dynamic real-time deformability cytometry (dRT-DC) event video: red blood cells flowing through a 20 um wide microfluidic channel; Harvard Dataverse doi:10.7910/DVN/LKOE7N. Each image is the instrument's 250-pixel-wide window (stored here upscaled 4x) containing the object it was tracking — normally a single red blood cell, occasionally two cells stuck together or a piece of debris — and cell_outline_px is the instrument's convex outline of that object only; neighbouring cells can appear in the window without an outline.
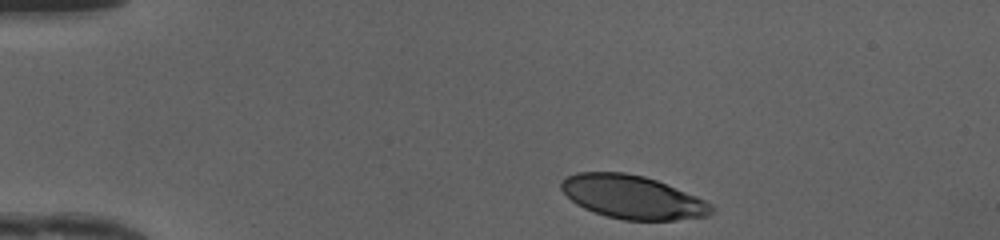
{"species": "human", "species_latin": "Homo sapiens", "temperature_condition": "cold", "stored_images_in_passage": 35, "camera_frame_rate_fps": 3000, "um_per_image_px": 0.085, "donor": {"sex": "female"}, "frame": {"image": 1, "passage_image": 1, "time_ms": 0.0, "image_size_px": [1000, 240], "cell_outline_px": [[716, 212], [708, 216], [676, 220], [624, 220], [608, 216], [584, 208], [576, 204], [560, 188], [560, 180], [576, 172], [624, 172], [644, 176], [656, 180], [696, 196], [712, 204], [716, 208]], "centroid_in_image_um": [53.79, 16.75], "position_along_channel_um": 31.2, "area_um2": 37.97}}
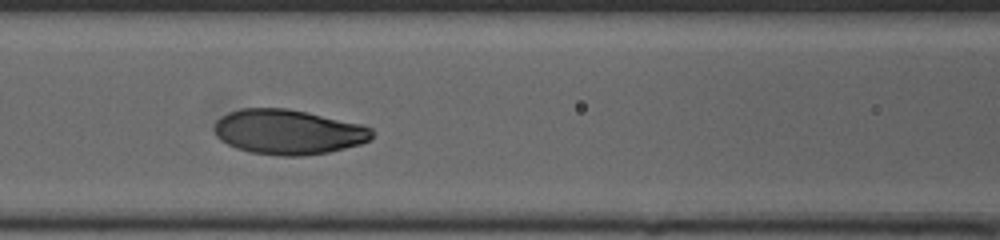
{"frame": {"image": 2, "passage_image": 14, "time_ms": 4.333, "image_size_px": [1000, 240], "cell_outline_px": [[372, 136], [368, 140], [360, 144], [328, 152], [300, 156], [280, 156], [252, 152], [236, 148], [220, 140], [216, 136], [212, 128], [216, 120], [220, 116], [228, 112], [240, 108], [288, 108], [364, 124], [372, 128]], "centroid_in_image_um": [24.46, 11.2], "position_along_channel_um": 142.1, "area_um2": 41.5}}
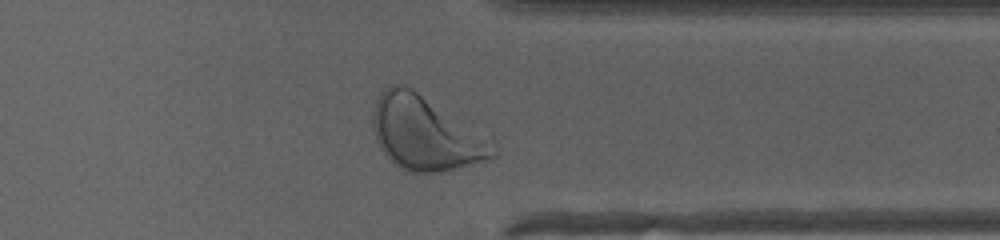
{"frame": {"image": 3, "passage_image": 31, "time_ms": 10.0, "image_size_px": [1000, 240], "cell_outline_px": [[496, 156], [488, 160], [440, 172], [412, 172], [400, 168], [380, 148], [376, 140], [372, 128], [372, 112], [380, 88], [388, 84], [400, 84], [412, 88], [492, 136], [496, 152]], "centroid_in_image_um": [36.19, 11.29], "position_along_channel_um": 375.2, "area_um2": 52.71}, "authors_computed_cell_mechanics": {"area_um2": 40.9224, "velocity_mm_per_s": 4.1559, "shape_relaxation_time_tau1_ms": 2.4159, "shape_relaxation_time_tau2_ms": null, "deformation_change_tau1": 0.1504, "deformation_change_tau2": null}}